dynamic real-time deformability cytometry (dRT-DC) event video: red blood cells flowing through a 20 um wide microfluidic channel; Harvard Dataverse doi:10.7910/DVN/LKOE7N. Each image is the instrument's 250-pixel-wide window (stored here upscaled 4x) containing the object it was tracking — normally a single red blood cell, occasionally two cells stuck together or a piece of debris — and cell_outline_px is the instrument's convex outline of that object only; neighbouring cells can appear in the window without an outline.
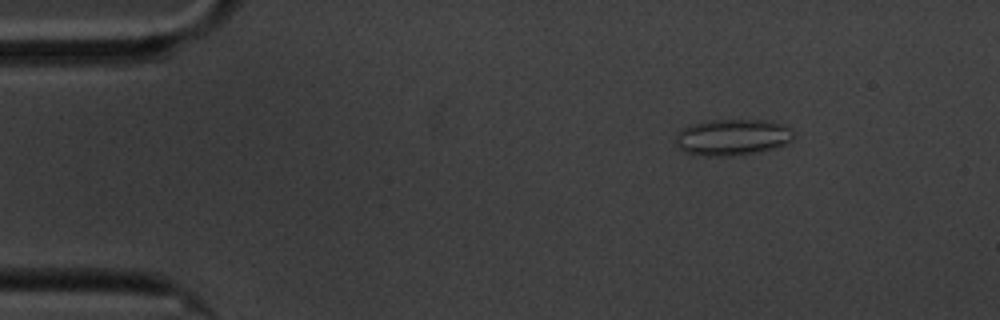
{"species": "common noctule bat (a hibernating species)", "species_latin": "Nyctalus noctula", "temperature_condition": "cold", "stored_images_in_passage": 5, "segment_of_instrument_passage": [1, 2], "camera_frame_rate_fps": 3000, "um_per_image_px": 0.085, "animal": {"sex": "male", "body_mass_g": 20.1, "forearm_length_mm": 53.5}, "frame": {"image": 1, "passage_image": 2, "time_ms": 1.333, "image_size_px": [1000, 320], "cell_outline_px": [[792, 140], [788, 144], [776, 148], [756, 152], [728, 156], [704, 156], [684, 152], [676, 144], [676, 136], [684, 128], [692, 124], [712, 120], [768, 120], [784, 124], [792, 132]], "centroid_in_image_um": [62.28, 11.67], "position_along_channel_um": 22.7, "area_um2": 24.85}}
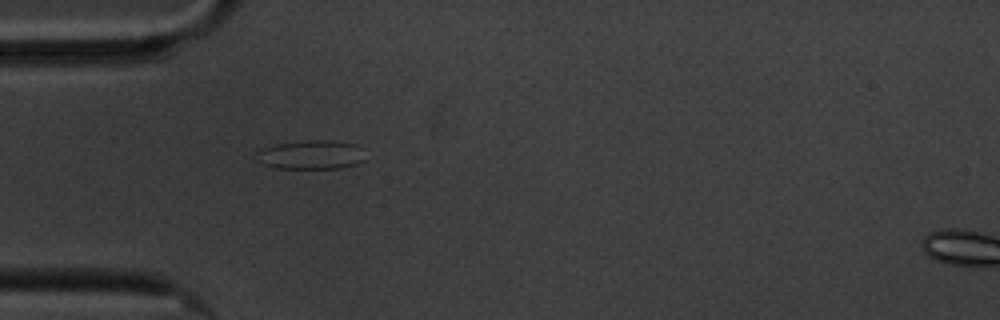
{"frame": {"image": 2, "passage_image": 4, "time_ms": 4.333, "image_size_px": [1000, 320], "cell_outline_px": [[364, 160], [356, 164], [340, 168], [276, 168], [264, 164], [256, 160], [256, 152], [260, 148], [276, 144], [308, 140], [328, 140], [356, 144], [364, 148]], "centroid_in_image_um": [26.45, 13.15], "position_along_channel_um": 58.6, "area_um2": 18.55}}